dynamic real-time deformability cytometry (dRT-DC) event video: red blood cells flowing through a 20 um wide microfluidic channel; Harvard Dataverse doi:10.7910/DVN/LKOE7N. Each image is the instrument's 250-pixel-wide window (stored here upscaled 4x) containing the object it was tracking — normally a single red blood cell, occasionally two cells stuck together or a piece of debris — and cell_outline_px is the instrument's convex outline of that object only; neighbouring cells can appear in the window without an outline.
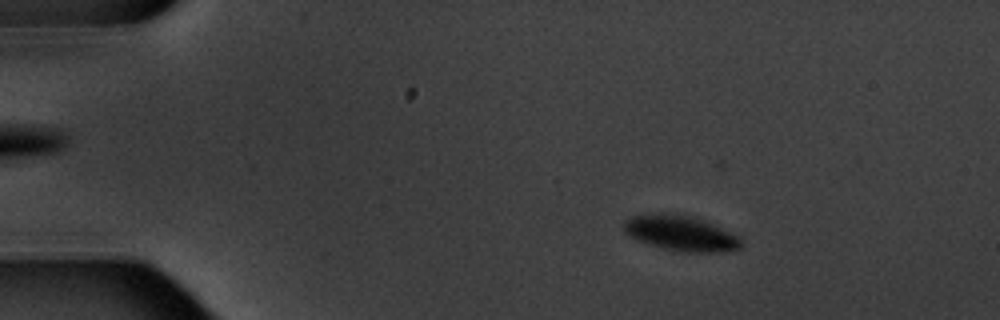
{"species": "common noctule bat (a hibernating species)", "species_latin": "Nyctalus noctula", "temperature_condition": "warm", "stored_images_in_passage": 13, "camera_frame_rate_fps": 3000, "um_per_image_px": 0.085, "animal": {"sex": "male", "body_mass_g": 20.1, "forearm_length_mm": 53.5}, "frame": {"image": 1, "passage_image": 3, "time_ms": 2.0, "image_size_px": [1000, 320], "cell_outline_px": [[740, 248], [720, 252], [680, 252], [648, 244], [636, 240], [628, 236], [624, 232], [624, 220], [632, 216], [684, 212], [704, 220], [736, 236], [740, 240]], "centroid_in_image_um": [57.81, 19.81], "position_along_channel_um": 27.2, "area_um2": 23.99}}
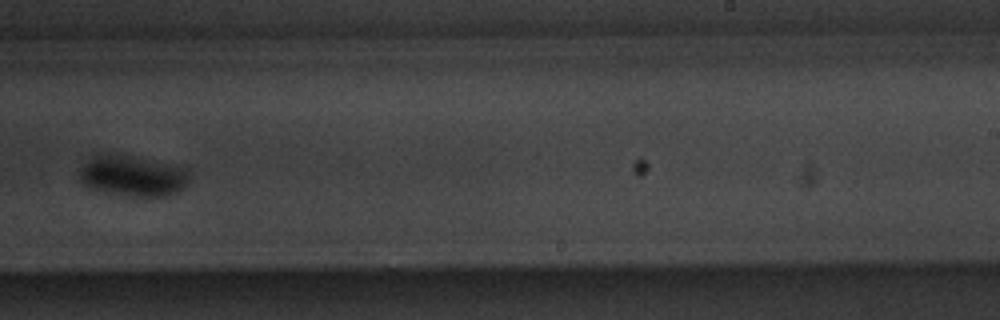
{"frame": {"image": 2, "passage_image": 10, "time_ms": 11.333, "image_size_px": [1000, 320], "cell_outline_px": [[188, 180], [184, 188], [168, 196], [128, 196], [88, 188], [80, 180], [80, 168], [96, 152], [100, 152], [128, 156], [184, 168], [188, 172]], "centroid_in_image_um": [11.21, 14.95], "position_along_channel_um": 277.8, "area_um2": 25.78}}
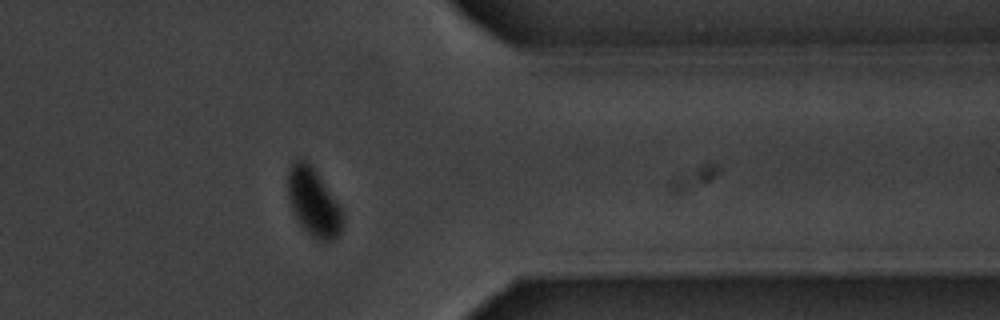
{"frame": {"image": 3, "passage_image": 13, "time_ms": 14.667, "image_size_px": [1000, 320], "cell_outline_px": [[344, 220], [340, 232], [332, 240], [316, 240], [300, 224], [292, 212], [288, 200], [288, 168], [292, 160], [300, 156], [304, 156], [312, 164], [344, 212]], "centroid_in_image_um": [26.62, 17.11], "position_along_channel_um": 384.8, "area_um2": 22.2}, "authors_computed_cell_mechanics": {"area_um2": 25.5476, "velocity_mm_per_s": 3.4862, "shape_relaxation_time_tau1_ms": 0.9986, "shape_relaxation_time_tau2_ms": null, "deformation_change_tau1": 0.0667, "deformation_change_tau2": null}}